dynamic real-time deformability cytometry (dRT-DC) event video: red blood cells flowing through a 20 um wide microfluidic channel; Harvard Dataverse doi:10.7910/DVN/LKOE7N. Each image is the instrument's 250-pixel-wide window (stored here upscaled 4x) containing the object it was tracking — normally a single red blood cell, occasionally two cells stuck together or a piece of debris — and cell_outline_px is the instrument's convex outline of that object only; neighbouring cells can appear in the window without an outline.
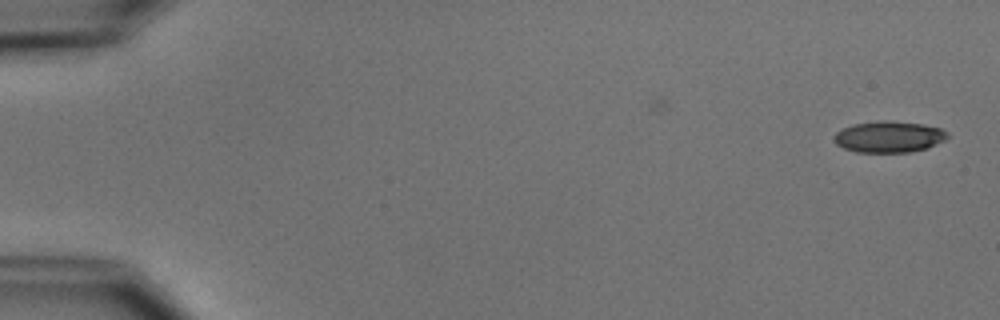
{"species": "common noctule bat (a hibernating species)", "species_latin": "Nyctalus noctula", "temperature_condition": "cold", "stored_images_in_passage": 51, "camera_frame_rate_fps": 3000, "um_per_image_px": 0.085, "animal": {"sex": "male", "body_mass_g": 15.6}, "frame": {"image": 1, "passage_image": 1, "time_ms": 0.0, "image_size_px": [1000, 320], "cell_outline_px": [[948, 136], [944, 140], [924, 148], [908, 152], [856, 152], [844, 148], [836, 144], [832, 140], [832, 136], [836, 132], [852, 124], [884, 120], [924, 124], [940, 128], [948, 132]], "centroid_in_image_um": [75.51, 11.62], "position_along_channel_um": 9.5, "area_um2": 20.58}}
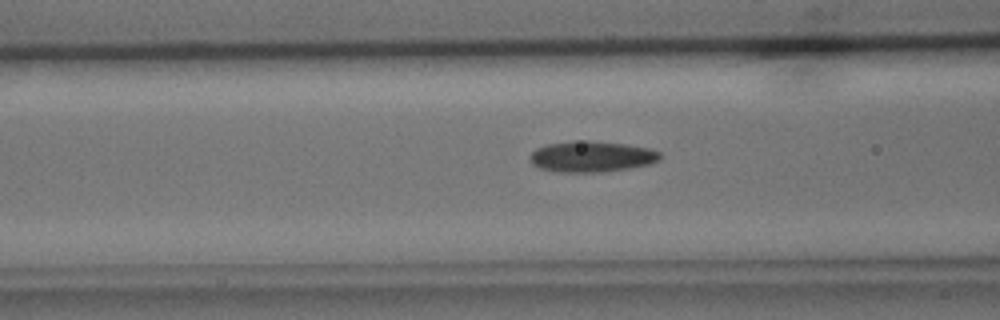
{"frame": {"image": 2, "passage_image": 21, "time_ms": 6.667, "image_size_px": [1000, 320], "cell_outline_px": [[660, 160], [652, 164], [604, 172], [560, 172], [540, 168], [532, 164], [528, 156], [536, 148], [544, 144], [572, 140], [588, 140], [628, 144], [652, 148], [660, 152]], "centroid_in_image_um": [50.29, 13.29], "position_along_channel_um": 116.3, "area_um2": 23.93}}
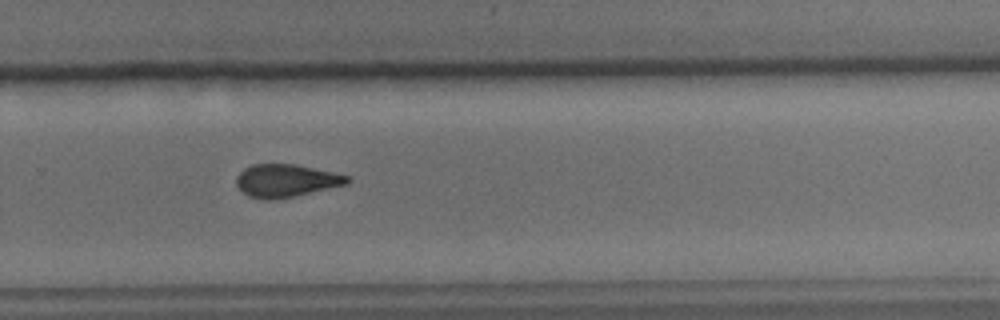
{"frame": {"image": 3, "passage_image": 36, "time_ms": 11.667, "image_size_px": [1000, 320], "cell_outline_px": [[352, 180], [348, 184], [292, 196], [268, 200], [248, 196], [236, 184], [236, 176], [244, 168], [252, 164], [296, 164], [332, 172], [348, 176]], "centroid_in_image_um": [24.3, 15.34], "position_along_channel_um": 305.5, "area_um2": 20.92}, "authors_computed_cell_mechanics": {"area_um2": 21.4438, "velocity_mm_per_s": 3.7807, "shape_relaxation_time_tau1_ms": 3.9742, "shape_relaxation_time_tau2_ms": 3.892, "deformation_change_tau1": 0.1187, "deformation_change_tau2": 0.1156}}